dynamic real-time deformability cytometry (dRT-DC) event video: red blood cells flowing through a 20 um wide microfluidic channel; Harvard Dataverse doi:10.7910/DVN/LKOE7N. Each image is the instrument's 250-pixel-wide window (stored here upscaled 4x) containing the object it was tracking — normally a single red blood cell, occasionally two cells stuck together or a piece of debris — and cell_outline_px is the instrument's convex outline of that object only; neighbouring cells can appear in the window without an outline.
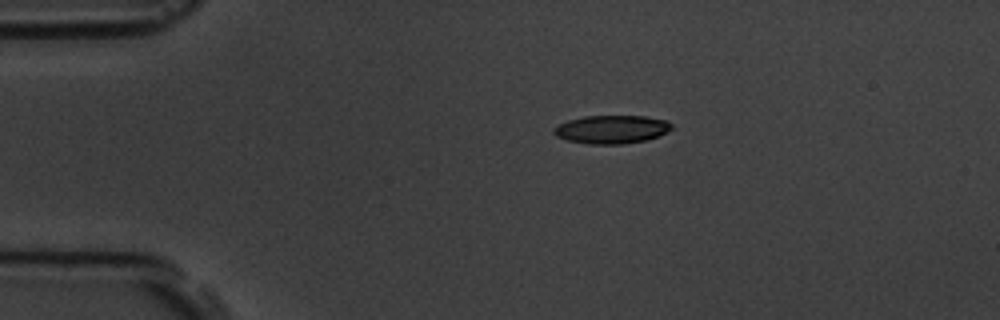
{"species": "common noctule bat (a hibernating species)", "species_latin": "Nyctalus noctula", "temperature_condition": "room temperature", "stored_images_in_passage": 3, "camera_frame_rate_fps": 3000, "um_per_image_px": 0.085, "animal": {"sex": "male", "body_mass_g": 19.5, "forearm_length_mm": 54.6}, "frame": {"image": 1, "passage_image": 1, "time_ms": 0.0, "image_size_px": [1000, 320], "cell_outline_px": [[672, 128], [660, 136], [648, 140], [620, 144], [588, 144], [568, 140], [556, 136], [552, 132], [552, 128], [556, 124], [568, 120], [584, 116], [644, 116], [664, 120], [672, 124]], "centroid_in_image_um": [51.95, 11.0], "position_along_channel_um": 33.1, "area_um2": 19.54}}
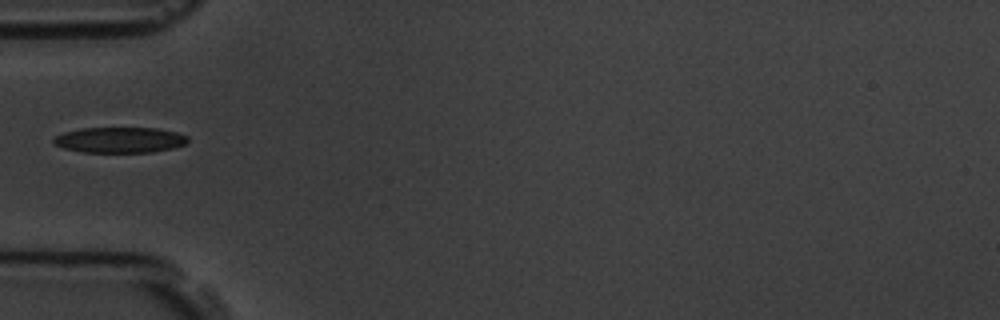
{"frame": {"image": 2, "passage_image": 3, "time_ms": 2.333, "image_size_px": [1000, 320], "cell_outline_px": [[188, 140], [184, 144], [172, 148], [152, 152], [84, 152], [64, 148], [52, 144], [52, 140], [56, 136], [64, 132], [80, 128], [156, 128], [176, 132], [188, 136]], "centroid_in_image_um": [10.15, 11.89], "position_along_channel_um": 74.8, "area_um2": 20.0}}